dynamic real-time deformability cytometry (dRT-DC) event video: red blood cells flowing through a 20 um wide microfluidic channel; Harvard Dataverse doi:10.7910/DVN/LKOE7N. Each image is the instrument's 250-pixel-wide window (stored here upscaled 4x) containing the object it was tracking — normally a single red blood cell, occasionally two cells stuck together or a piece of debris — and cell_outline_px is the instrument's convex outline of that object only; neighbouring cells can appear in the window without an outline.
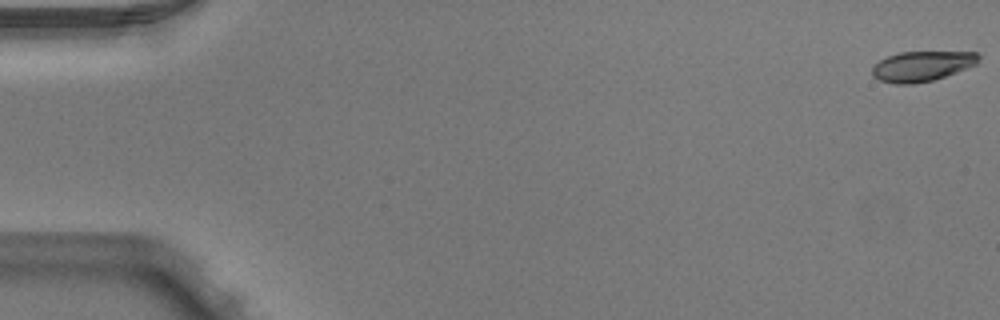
{"species": "Egyptian fruit bat (a non-hibernating species)", "species_latin": "Rousettus aegyptiacus", "temperature_condition": "warm", "stored_images_in_passage": 3, "camera_frame_rate_fps": 3000, "um_per_image_px": 0.085, "animal": {"sex": "male"}, "frame": {"image": 1, "passage_image": 1, "time_ms": 0.0, "image_size_px": [1000, 320], "cell_outline_px": [[980, 56], [976, 64], [956, 72], [932, 80], [912, 84], [896, 84], [880, 80], [872, 76], [872, 68], [880, 60], [888, 56], [900, 52], [976, 52]], "centroid_in_image_um": [78.35, 5.62], "position_along_channel_um": 6.7, "area_um2": 18.44}}